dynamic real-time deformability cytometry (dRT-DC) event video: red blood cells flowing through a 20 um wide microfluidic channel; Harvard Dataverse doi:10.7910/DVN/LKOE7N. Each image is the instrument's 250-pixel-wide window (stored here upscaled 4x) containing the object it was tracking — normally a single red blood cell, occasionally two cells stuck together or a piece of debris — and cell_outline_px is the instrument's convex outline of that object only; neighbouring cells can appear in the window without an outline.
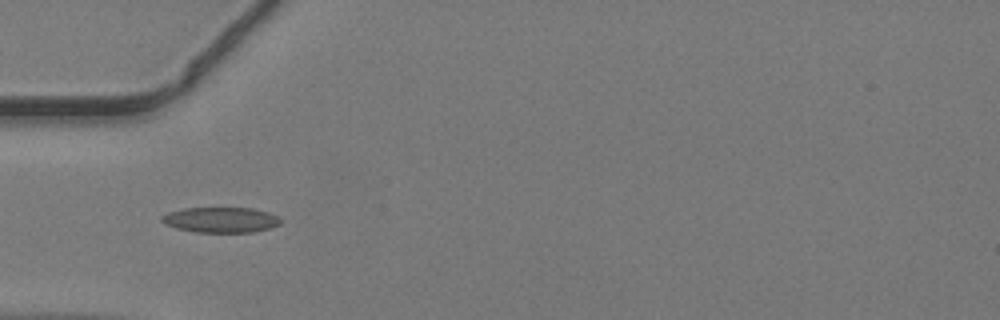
{"species": "common noctule bat (a hibernating species)", "species_latin": "Nyctalus noctula", "temperature_condition": "warm", "stored_images_in_passage": 35, "camera_frame_rate_fps": 3000, "um_per_image_px": 0.085, "animal": {"sex": "male", "body_mass_g": 19.2, "forearm_length_mm": 51.8}, "frame": {"image": 1, "passage_image": 4, "time_ms": 1.0, "image_size_px": [1000, 320], "cell_outline_px": [[280, 224], [272, 228], [252, 232], [196, 232], [176, 228], [164, 224], [160, 220], [160, 216], [168, 212], [184, 208], [252, 208], [268, 212], [280, 216]], "centroid_in_image_um": [18.76, 18.68], "position_along_channel_um": 66.2, "area_um2": 17.74}}
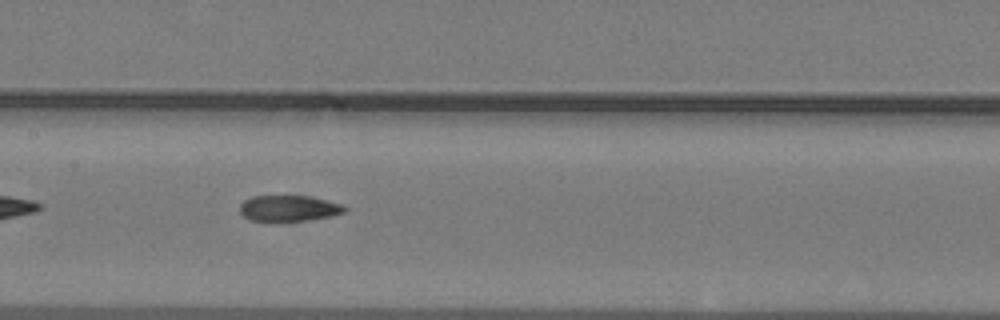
{"frame": {"image": 2, "passage_image": 12, "time_ms": 3.667, "image_size_px": [1000, 320], "cell_outline_px": [[348, 208], [344, 212], [332, 216], [304, 220], [272, 224], [268, 224], [252, 220], [244, 216], [240, 212], [240, 204], [244, 200], [252, 196], [308, 196], [344, 204]], "centroid_in_image_um": [24.52, 17.74], "position_along_channel_um": 182.9, "area_um2": 16.42}}
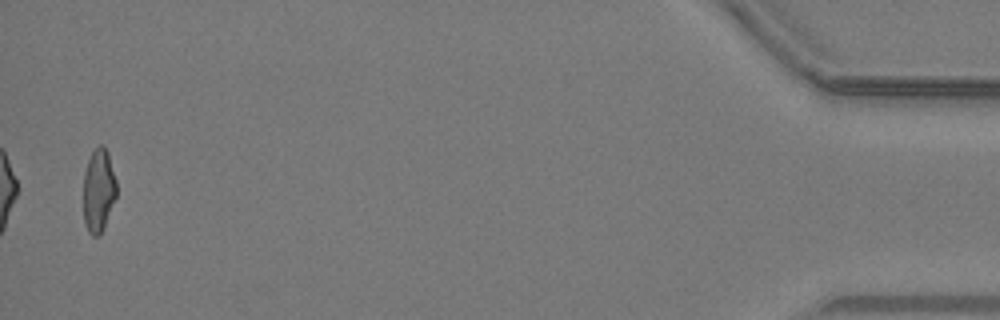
{"frame": {"image": 3, "passage_image": 35, "time_ms": 11.333, "image_size_px": [1000, 320], "cell_outline_px": [[116, 196], [104, 228], [100, 236], [92, 236], [88, 232], [84, 220], [84, 172], [88, 160], [92, 152], [100, 144], [104, 144], [108, 152], [116, 180]], "centroid_in_image_um": [8.38, 16.19], "position_along_channel_um": 426.8, "area_um2": 16.13}}